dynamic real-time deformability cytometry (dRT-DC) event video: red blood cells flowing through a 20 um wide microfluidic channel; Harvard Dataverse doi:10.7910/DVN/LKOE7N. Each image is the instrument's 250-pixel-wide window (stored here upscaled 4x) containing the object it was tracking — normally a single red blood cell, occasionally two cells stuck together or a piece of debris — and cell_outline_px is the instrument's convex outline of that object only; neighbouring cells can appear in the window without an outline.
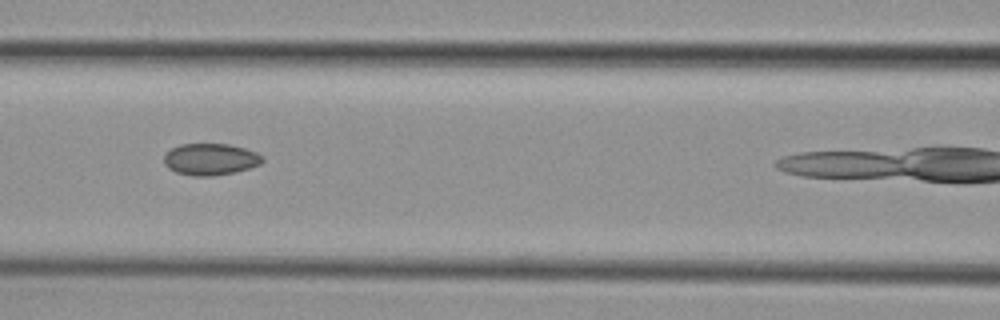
{"species": "common noctule bat (a hibernating species)", "species_latin": "Nyctalus noctula", "temperature_condition": "cold", "stored_images_in_passage": 5, "camera_frame_rate_fps": 3000, "um_per_image_px": 0.085, "animal": {"sex": "female", "body_mass_g": 29.2, "forearm_length_mm": 56.3}, "frame": {"image": 1, "passage_image": 4, "time_ms": 3.667, "image_size_px": [1000, 320], "cell_outline_px": [[264, 160], [260, 164], [248, 168], [216, 176], [192, 176], [176, 172], [168, 168], [164, 164], [164, 156], [172, 148], [180, 144], [228, 144], [244, 148], [256, 152], [264, 156]], "centroid_in_image_um": [17.88, 13.54], "position_along_channel_um": 148.7, "area_um2": 18.15}}